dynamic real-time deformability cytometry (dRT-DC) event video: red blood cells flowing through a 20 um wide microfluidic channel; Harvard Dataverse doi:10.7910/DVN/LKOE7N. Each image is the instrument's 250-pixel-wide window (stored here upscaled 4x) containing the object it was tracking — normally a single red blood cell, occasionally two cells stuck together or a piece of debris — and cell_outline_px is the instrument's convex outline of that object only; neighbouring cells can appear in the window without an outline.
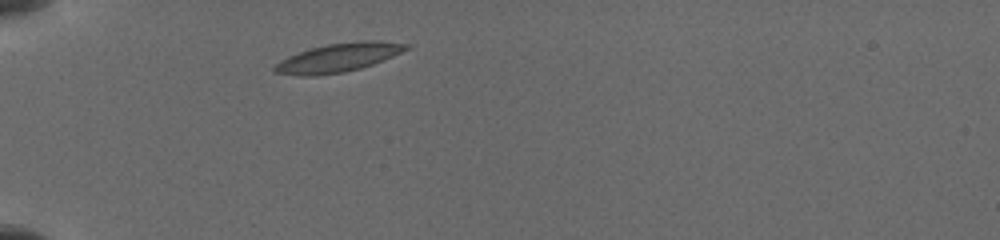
{"species": "common noctule bat (a hibernating species)", "species_latin": "Nyctalus noctula", "temperature_condition": "cold", "stored_images_in_passage": 3, "camera_frame_rate_fps": 3000, "um_per_image_px": 0.085, "animal": {"sex": "female", "body_mass_g": 19.5, "forearm_length_mm": 54.1}, "frame": {"image": 1, "passage_image": 1, "time_ms": 0.0, "image_size_px": [1000, 240], "cell_outline_px": [[412, 44], [408, 48], [392, 56], [372, 64], [360, 68], [344, 72], [316, 76], [300, 76], [276, 72], [272, 68], [280, 60], [288, 56], [312, 48], [328, 44], [360, 40], [376, 40]], "centroid_in_image_um": [28.76, 4.89], "position_along_channel_um": 56.2, "area_um2": 21.79}}
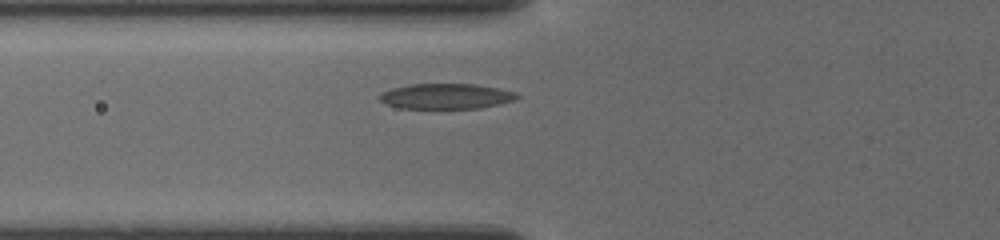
{"frame": {"image": 2, "passage_image": 3, "time_ms": 1.333, "image_size_px": [1000, 240], "cell_outline_px": [[520, 96], [512, 100], [480, 108], [400, 108], [388, 104], [380, 100], [376, 96], [392, 88], [408, 84], [472, 84], [500, 88], [516, 92]], "centroid_in_image_um": [37.89, 8.17], "position_along_channel_um": 87.9, "area_um2": 20.11}}